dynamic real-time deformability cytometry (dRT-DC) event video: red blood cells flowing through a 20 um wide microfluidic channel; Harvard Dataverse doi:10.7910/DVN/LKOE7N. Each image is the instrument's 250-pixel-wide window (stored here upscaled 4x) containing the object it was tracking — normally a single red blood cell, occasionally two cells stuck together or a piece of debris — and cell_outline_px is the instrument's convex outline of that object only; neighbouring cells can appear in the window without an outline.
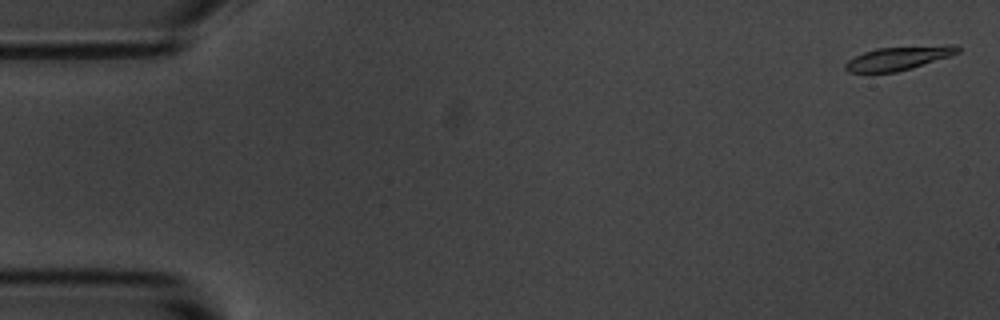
{"species": "common noctule bat (a hibernating species)", "species_latin": "Nyctalus noctula", "temperature_condition": "room temperature", "stored_images_in_passage": 5, "camera_frame_rate_fps": 3000, "um_per_image_px": 0.085, "animal": {"sex": "male", "body_mass_g": 20.1, "forearm_length_mm": 53.5}, "frame": {"image": 1, "passage_image": 1, "time_ms": 0.0, "image_size_px": [1000, 320], "cell_outline_px": [[960, 52], [952, 56], [912, 68], [896, 72], [848, 72], [844, 68], [844, 64], [848, 60], [864, 52], [876, 48], [944, 44], [956, 44], [960, 48]], "centroid_in_image_um": [76.45, 4.93], "position_along_channel_um": 8.6, "area_um2": 15.78}}
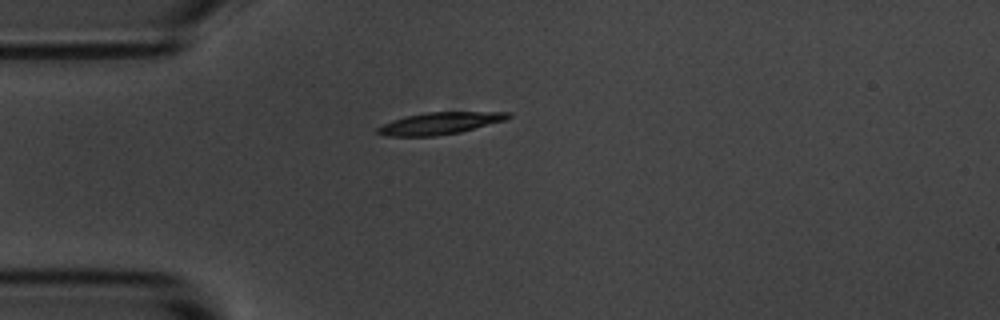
{"frame": {"image": 2, "passage_image": 5, "time_ms": 4.333, "image_size_px": [1000, 320], "cell_outline_px": [[512, 116], [504, 120], [460, 132], [436, 136], [388, 136], [376, 132], [376, 128], [392, 120], [404, 116], [424, 112], [512, 112]], "centroid_in_image_um": [37.36, 10.47], "position_along_channel_um": 47.6, "area_um2": 16.65}}